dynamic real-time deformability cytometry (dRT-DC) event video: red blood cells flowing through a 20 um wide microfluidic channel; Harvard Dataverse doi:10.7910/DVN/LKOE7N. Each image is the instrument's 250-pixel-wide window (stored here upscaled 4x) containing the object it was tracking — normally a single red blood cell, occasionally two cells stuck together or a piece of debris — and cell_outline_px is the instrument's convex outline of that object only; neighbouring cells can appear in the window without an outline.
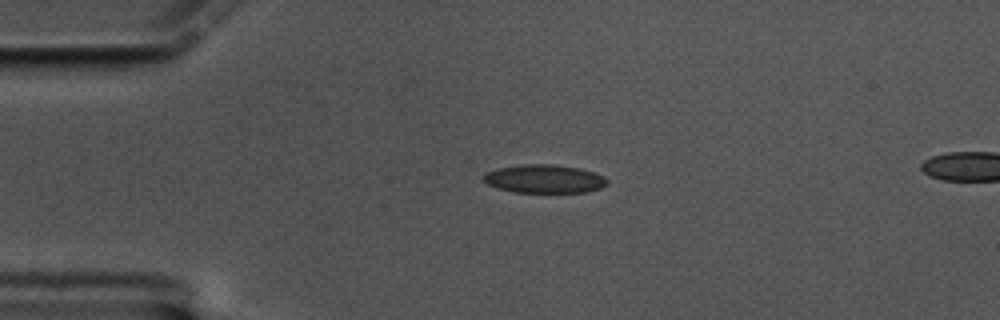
{"species": "common noctule bat (a hibernating species)", "species_latin": "Nyctalus noctula", "temperature_condition": "cold", "stored_images_in_passage": 47, "camera_frame_rate_fps": 3000, "um_per_image_px": 0.085, "animal": {"sex": "male", "body_mass_g": 17.5, "forearm_length_mm": 52.3}, "frame": {"image": 1, "passage_image": 1, "time_ms": 0.0, "image_size_px": [1000, 320], "cell_outline_px": [[608, 184], [600, 188], [588, 192], [512, 192], [496, 188], [488, 184], [480, 176], [488, 172], [500, 168], [524, 164], [552, 164], [580, 168], [604, 176], [608, 180]], "centroid_in_image_um": [46.27, 15.21], "position_along_channel_um": 38.7, "area_um2": 20.46}}
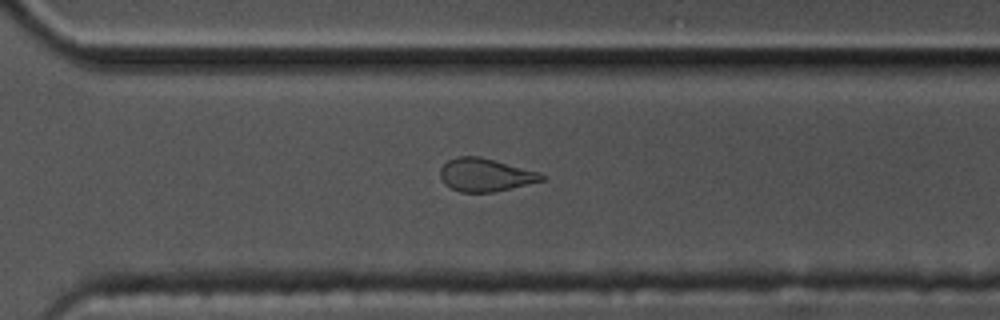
{"frame": {"image": 2, "passage_image": 29, "time_ms": 9.333, "image_size_px": [1000, 320], "cell_outline_px": [[544, 180], [492, 192], [460, 192], [444, 184], [440, 176], [440, 168], [448, 160], [456, 156], [480, 156], [540, 172], [544, 176]], "centroid_in_image_um": [41.22, 14.85], "position_along_channel_um": 329.4, "area_um2": 19.42}}
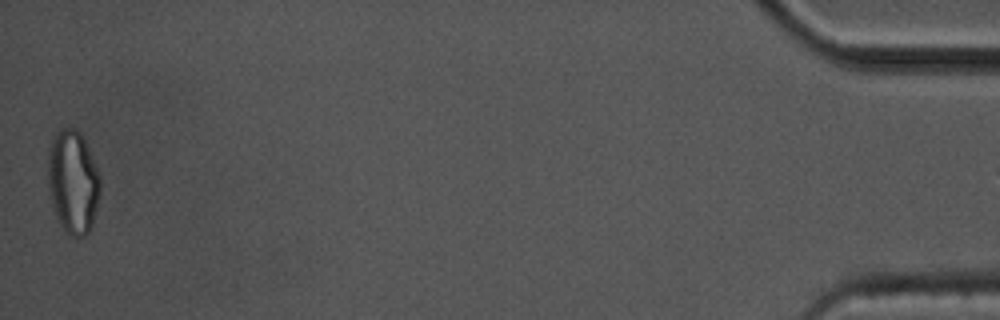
{"frame": {"image": 3, "passage_image": 46, "time_ms": 15.0, "image_size_px": [1000, 320], "cell_outline_px": [[100, 192], [92, 224], [88, 232], [84, 236], [76, 240], [68, 236], [60, 224], [56, 216], [52, 204], [48, 184], [48, 148], [52, 136], [56, 132], [64, 128], [76, 128], [80, 132], [84, 140], [100, 176]], "centroid_in_image_um": [6.18, 15.48], "position_along_channel_um": 429.0, "area_um2": 31.67}}